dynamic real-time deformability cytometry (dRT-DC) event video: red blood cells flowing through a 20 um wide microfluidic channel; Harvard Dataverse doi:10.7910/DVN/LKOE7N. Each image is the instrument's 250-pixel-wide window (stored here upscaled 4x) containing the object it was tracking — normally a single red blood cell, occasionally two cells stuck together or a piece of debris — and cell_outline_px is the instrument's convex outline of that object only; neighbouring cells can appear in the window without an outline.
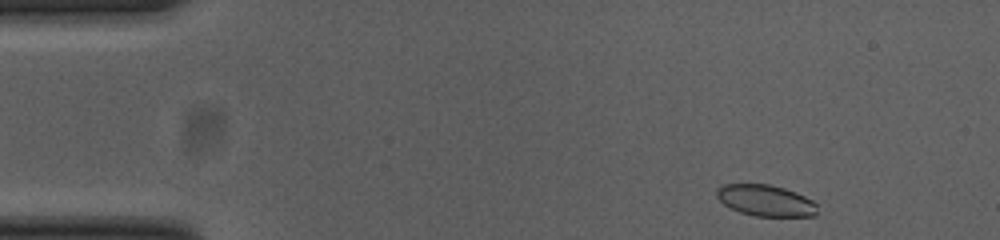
{"species": "common noctule bat (a hibernating species)", "species_latin": "Nyctalus noctula", "temperature_condition": "cold", "stored_images_in_passage": 50, "camera_frame_rate_fps": 3000, "um_per_image_px": 0.085, "animal": {"sex": "female", "body_mass_g": 23.0, "forearm_length_mm": 53.4}, "frame": {"image": 1, "passage_image": 1, "time_ms": 0.0, "image_size_px": [1000, 240], "cell_outline_px": [[816, 216], [756, 216], [740, 212], [724, 204], [716, 196], [716, 188], [724, 184], [768, 184], [784, 188], [796, 192], [812, 200], [816, 204]], "centroid_in_image_um": [65.07, 17.04], "position_along_channel_um": 19.9, "area_um2": 18.26}}
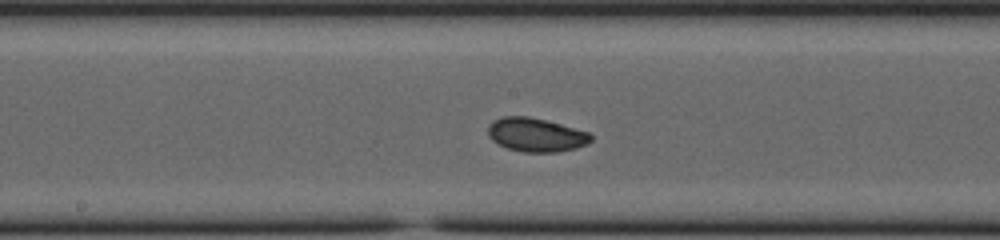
{"frame": {"image": 2, "passage_image": 23, "time_ms": 7.333, "image_size_px": [1000, 240], "cell_outline_px": [[592, 140], [588, 144], [576, 148], [556, 152], [524, 152], [508, 148], [492, 140], [488, 136], [488, 124], [492, 120], [504, 116], [528, 116], [560, 124], [588, 132], [592, 136]], "centroid_in_image_um": [45.54, 11.46], "position_along_channel_um": 202.7, "area_um2": 20.17}}
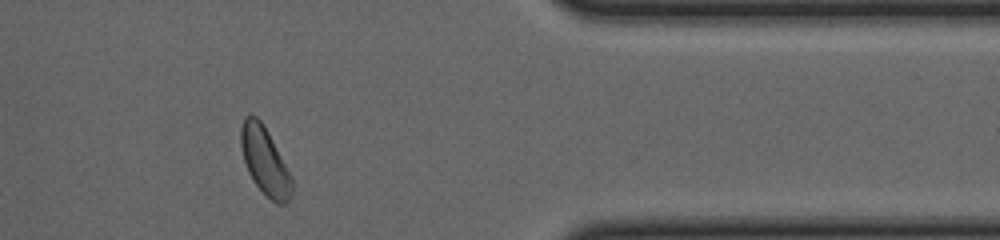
{"frame": {"image": 3, "passage_image": 40, "time_ms": 13.0, "image_size_px": [1000, 240], "cell_outline_px": [[292, 188], [288, 200], [284, 204], [276, 204], [252, 180], [248, 172], [244, 160], [240, 144], [240, 128], [244, 116], [248, 112], [256, 116], [260, 120], [284, 164], [292, 180]], "centroid_in_image_um": [22.45, 13.65], "position_along_channel_um": 389.0, "area_um2": 19.42}, "authors_computed_cell_mechanics": {"area_um2": 19.7676, "velocity_mm_per_s": 3.678, "shape_relaxation_time_tau1_ms": 2.6776, "shape_relaxation_time_tau2_ms": 4.8918, "deformation_change_tau1": 0.0887, "deformation_change_tau2": 0.0612}}